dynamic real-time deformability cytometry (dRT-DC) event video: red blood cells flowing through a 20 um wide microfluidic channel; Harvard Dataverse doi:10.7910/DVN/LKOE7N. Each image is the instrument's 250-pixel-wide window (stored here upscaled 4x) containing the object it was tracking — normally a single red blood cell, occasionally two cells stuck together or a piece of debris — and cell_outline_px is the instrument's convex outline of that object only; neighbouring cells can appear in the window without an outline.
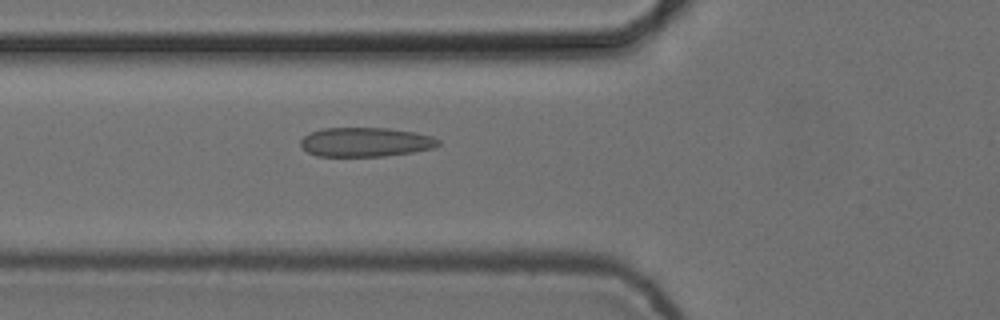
{"species": "common noctule bat (a hibernating species)", "species_latin": "Nyctalus noctula", "temperature_condition": "cold", "stored_images_in_passage": 6, "camera_frame_rate_fps": 3000, "um_per_image_px": 0.085, "animal": {"sex": "female", "body_mass_g": 24.6, "forearm_length_mm": 56.2}, "frame": {"image": 1, "passage_image": 6, "time_ms": 1.667, "image_size_px": [1000, 320], "cell_outline_px": [[440, 144], [432, 148], [412, 152], [384, 156], [316, 156], [308, 152], [300, 144], [300, 140], [304, 136], [312, 132], [324, 128], [388, 128], [416, 132], [432, 136], [440, 140]], "centroid_in_image_um": [31.09, 12.07], "position_along_channel_um": 94.7, "area_um2": 23.41}}